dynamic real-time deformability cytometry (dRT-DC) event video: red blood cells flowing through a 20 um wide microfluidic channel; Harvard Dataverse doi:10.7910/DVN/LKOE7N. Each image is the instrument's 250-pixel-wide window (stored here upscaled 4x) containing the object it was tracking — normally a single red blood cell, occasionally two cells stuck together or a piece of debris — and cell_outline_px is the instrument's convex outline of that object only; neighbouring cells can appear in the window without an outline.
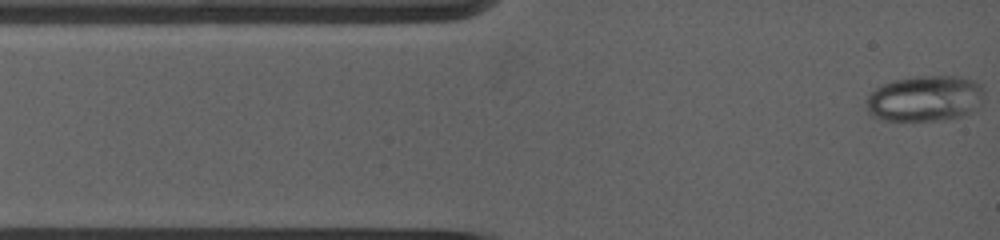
{"species": "common noctule bat (a hibernating species)", "species_latin": "Nyctalus noctula", "temperature_condition": "warm", "stored_images_in_passage": 25, "camera_frame_rate_fps": 5000, "um_per_image_px": 0.085, "animal": {"sex": "female", "body_mass_g": 19.0, "forearm_length_mm": 53.3}, "frame": {"image": 1, "passage_image": 1, "time_ms": 0.0, "image_size_px": [1000, 240], "cell_outline_px": [[984, 92], [980, 104], [964, 116], [940, 120], [880, 120], [872, 116], [868, 112], [864, 100], [880, 84], [892, 80], [916, 76], [956, 76], [972, 80], [980, 84], [984, 88]], "centroid_in_image_um": [78.58, 8.37], "position_along_channel_um": 6.4, "area_um2": 31.73}}
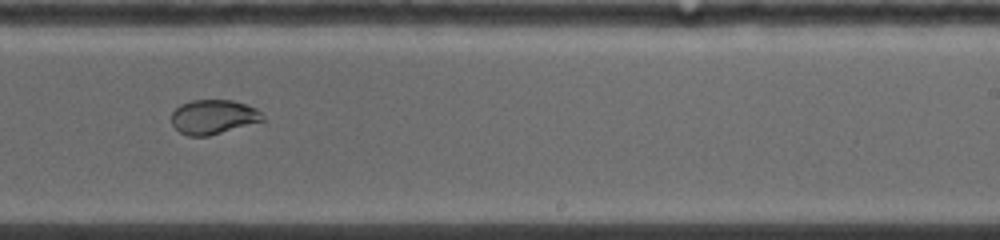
{"frame": {"image": 2, "passage_image": 12, "time_ms": 8.0, "image_size_px": [1000, 240], "cell_outline_px": [[264, 120], [208, 136], [188, 136], [180, 132], [172, 124], [172, 112], [180, 104], [192, 100], [232, 100], [256, 108], [264, 116]], "centroid_in_image_um": [18.11, 9.93], "position_along_channel_um": 270.9, "area_um2": 18.09}}
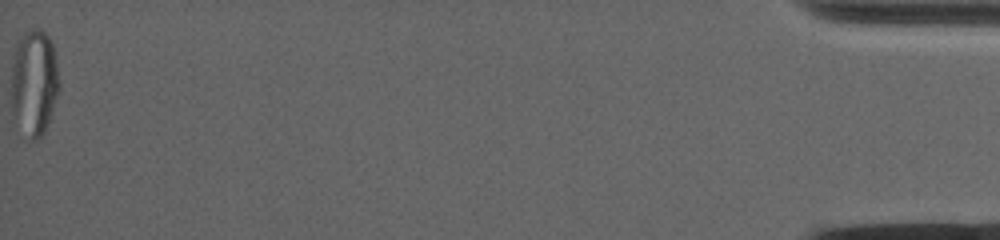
{"frame": {"image": 3, "passage_image": 25, "time_ms": 16.4, "image_size_px": [1000, 240], "cell_outline_px": [[60, 88], [44, 132], [40, 136], [32, 136], [12, 104], [12, 68], [16, 52], [20, 40], [24, 32], [28, 28], [40, 28], [48, 36], [52, 44], [60, 84]], "centroid_in_image_um": [2.96, 6.83], "position_along_channel_um": 432.2, "area_um2": 27.69}, "authors_computed_cell_mechanics": {"area_um2": 23.2356, "velocity_mm_per_s": 3.9057, "shape_relaxation_time_tau1_ms": 6.8488, "shape_relaxation_time_tau2_ms": null, "deformation_change_tau1": 0.1516, "deformation_change_tau2": null}}